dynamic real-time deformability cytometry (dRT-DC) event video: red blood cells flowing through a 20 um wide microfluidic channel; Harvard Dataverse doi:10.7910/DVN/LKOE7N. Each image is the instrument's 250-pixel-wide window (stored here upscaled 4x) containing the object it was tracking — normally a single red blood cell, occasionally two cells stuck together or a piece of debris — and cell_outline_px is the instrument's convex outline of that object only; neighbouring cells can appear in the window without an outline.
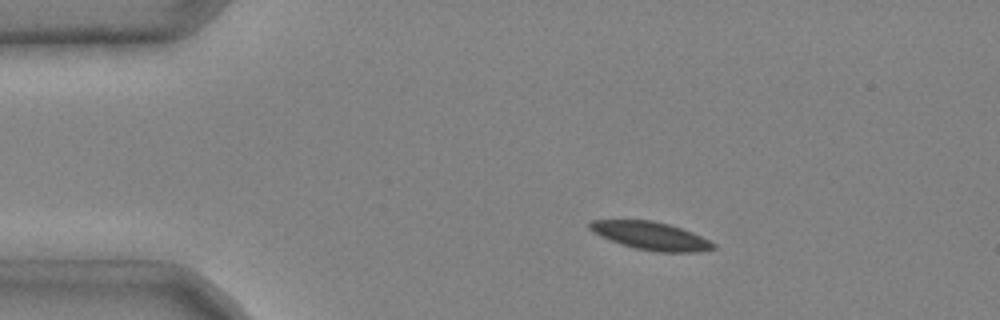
{"species": "common noctule bat (a hibernating species)", "species_latin": "Nyctalus noctula", "temperature_condition": "cold", "stored_images_in_passage": 3, "camera_frame_rate_fps": 3000, "um_per_image_px": 0.085, "animal": {"sex": "male", "body_mass_g": 20.4}, "frame": {"image": 1, "passage_image": 2, "time_ms": 0.333, "image_size_px": [1000, 320], "cell_outline_px": [[716, 248], [700, 252], [656, 252], [636, 248], [620, 244], [600, 236], [592, 232], [588, 228], [588, 224], [592, 220], [652, 220], [668, 224], [692, 232], [716, 244]], "centroid_in_image_um": [55.3, 20.05], "position_along_channel_um": 29.7, "area_um2": 20.17}}